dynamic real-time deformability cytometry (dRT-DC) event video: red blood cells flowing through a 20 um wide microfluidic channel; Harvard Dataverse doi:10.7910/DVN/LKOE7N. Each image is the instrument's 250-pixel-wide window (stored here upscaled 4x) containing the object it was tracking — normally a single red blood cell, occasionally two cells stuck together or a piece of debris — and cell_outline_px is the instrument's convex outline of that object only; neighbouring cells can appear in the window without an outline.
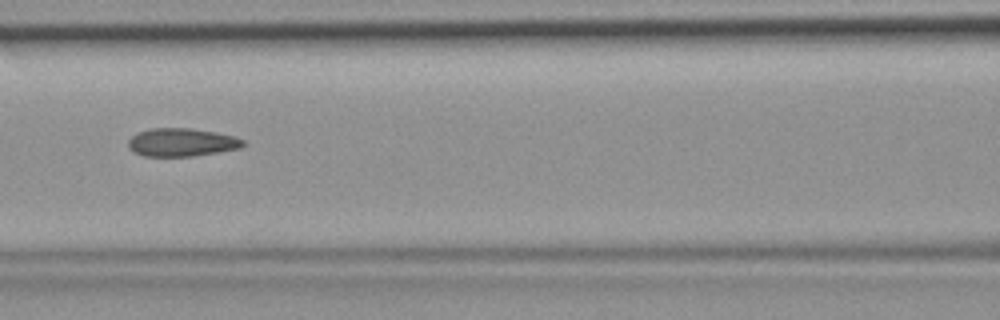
{"species": "common noctule bat (a hibernating species)", "species_latin": "Nyctalus noctula", "temperature_condition": "room temperature", "stored_images_in_passage": 15, "camera_frame_rate_fps": 3000, "um_per_image_px": 0.085, "animal": {"sex": "female", "body_mass_g": 19.9}, "frame": {"image": 1, "passage_image": 7, "time_ms": 2.0, "image_size_px": [1000, 320], "cell_outline_px": [[244, 144], [240, 148], [192, 156], [144, 156], [132, 152], [128, 148], [128, 140], [136, 132], [148, 128], [192, 128], [216, 132], [236, 136], [244, 140]], "centroid_in_image_um": [15.4, 12.08], "position_along_channel_um": 151.2, "area_um2": 19.02}}